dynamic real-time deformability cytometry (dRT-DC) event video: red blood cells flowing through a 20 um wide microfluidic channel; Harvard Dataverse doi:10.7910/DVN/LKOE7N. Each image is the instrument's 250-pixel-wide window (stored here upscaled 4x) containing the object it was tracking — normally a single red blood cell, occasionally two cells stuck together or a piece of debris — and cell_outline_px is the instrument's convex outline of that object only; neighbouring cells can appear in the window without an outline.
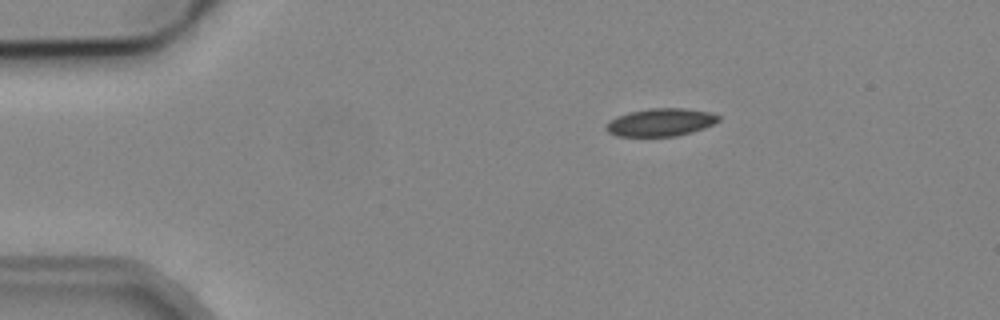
{"species": "common noctule bat (a hibernating species)", "species_latin": "Nyctalus noctula", "temperature_condition": "cold", "stored_images_in_passage": 2, "camera_frame_rate_fps": 3000, "um_per_image_px": 0.085, "animal": {"sex": "male", "body_mass_g": 19.2, "forearm_length_mm": 51.8}, "frame": {"image": 1, "passage_image": 1, "time_ms": 0.0, "image_size_px": [1000, 320], "cell_outline_px": [[720, 120], [704, 128], [692, 132], [676, 136], [616, 136], [608, 132], [604, 128], [608, 120], [616, 116], [628, 112], [648, 108], [684, 108], [708, 112], [720, 116]], "centroid_in_image_um": [56.1, 10.39], "position_along_channel_um": 28.9, "area_um2": 18.32}}